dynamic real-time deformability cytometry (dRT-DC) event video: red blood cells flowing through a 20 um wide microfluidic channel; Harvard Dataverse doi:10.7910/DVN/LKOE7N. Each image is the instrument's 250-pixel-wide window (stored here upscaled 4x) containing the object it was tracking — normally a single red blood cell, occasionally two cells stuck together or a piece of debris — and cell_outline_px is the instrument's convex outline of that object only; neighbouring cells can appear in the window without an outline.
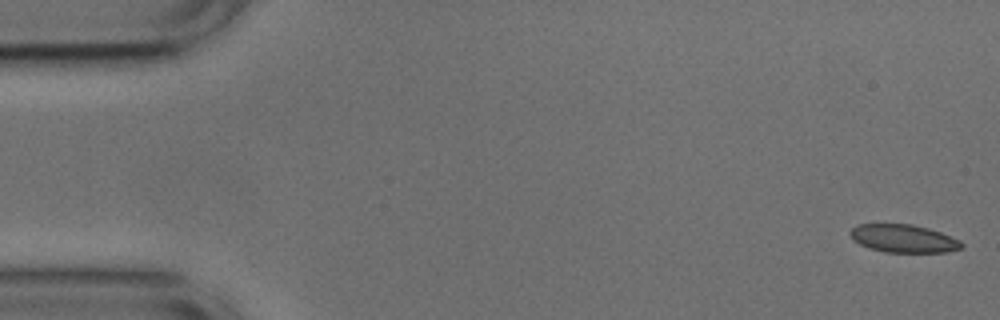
{"species": "common noctule bat (a hibernating species)", "species_latin": "Nyctalus noctula", "temperature_condition": "cold", "stored_images_in_passage": 53, "camera_frame_rate_fps": 3000, "um_per_image_px": 0.085, "animal": {"sex": "male", "body_mass_g": 17.9, "forearm_length_mm": 54.2}, "frame": {"image": 1, "passage_image": 1, "time_ms": 0.0, "image_size_px": [1000, 320], "cell_outline_px": [[964, 248], [948, 252], [884, 252], [868, 248], [852, 240], [848, 232], [852, 228], [860, 224], [912, 224], [928, 228], [940, 232], [960, 240], [964, 244]], "centroid_in_image_um": [76.8, 20.28], "position_along_channel_um": 8.2, "area_um2": 18.32}}
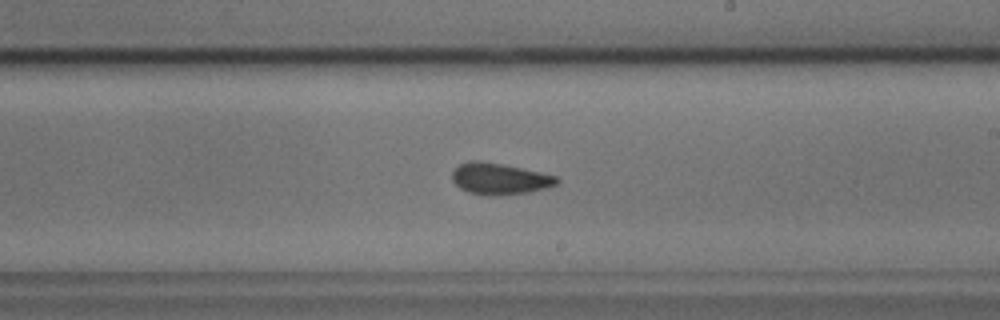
{"frame": {"image": 2, "passage_image": 30, "time_ms": 9.667, "image_size_px": [1000, 320], "cell_outline_px": [[560, 180], [556, 184], [544, 188], [528, 192], [496, 196], [488, 196], [468, 192], [460, 188], [452, 180], [452, 172], [460, 164], [468, 160], [480, 160], [504, 164], [540, 172], [556, 176]], "centroid_in_image_um": [42.43, 15.19], "position_along_channel_um": 246.6, "area_um2": 19.19}}
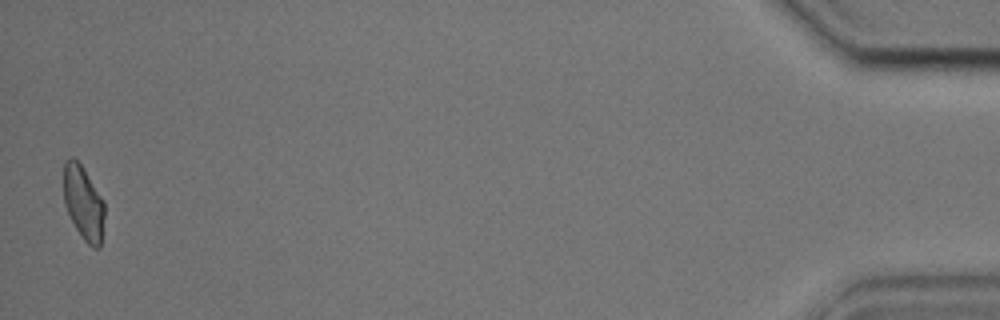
{"frame": {"image": 3, "passage_image": 52, "time_ms": 17.0, "image_size_px": [1000, 320], "cell_outline_px": [[104, 216], [100, 248], [92, 248], [84, 240], [76, 228], [64, 204], [64, 160], [72, 156], [80, 164], [104, 200]], "centroid_in_image_um": [7.09, 17.25], "position_along_channel_um": 428.1, "area_um2": 17.46}, "authors_computed_cell_mechanics": {"area_um2": 18.785, "velocity_mm_per_s": 3.7538, "shape_relaxation_time_tau1_ms": null, "shape_relaxation_time_tau2_ms": 2.0241, "deformation_change_tau1": null, "deformation_change_tau2": 0.0697}}